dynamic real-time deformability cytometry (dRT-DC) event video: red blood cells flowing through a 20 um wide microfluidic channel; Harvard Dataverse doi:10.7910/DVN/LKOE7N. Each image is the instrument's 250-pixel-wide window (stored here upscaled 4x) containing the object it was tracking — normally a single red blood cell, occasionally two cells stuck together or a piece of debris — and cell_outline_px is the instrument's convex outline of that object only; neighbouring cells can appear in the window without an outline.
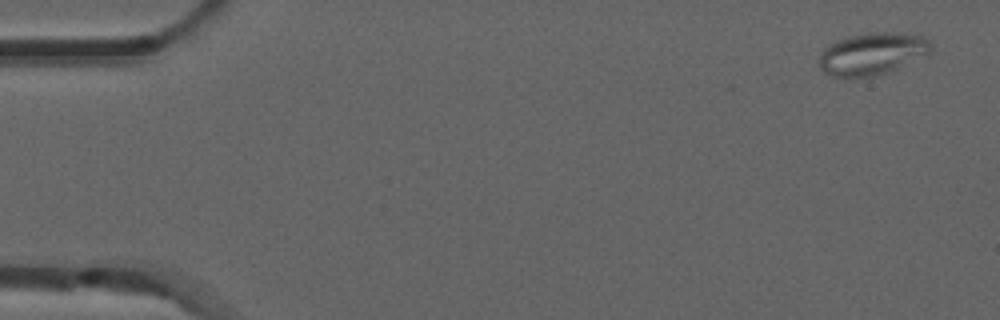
{"species": "common noctule bat (a hibernating species)", "species_latin": "Nyctalus noctula", "temperature_condition": "room temperature", "stored_images_in_passage": 4, "camera_frame_rate_fps": 3000, "um_per_image_px": 0.085, "animal": {"sex": "male", "forearm_length_mm": 52.5}, "frame": {"image": 1, "passage_image": 1, "time_ms": 0.0, "image_size_px": [1000, 320], "cell_outline_px": [[932, 48], [928, 52], [896, 68], [872, 76], [832, 76], [824, 72], [820, 68], [820, 52], [828, 44], [836, 40], [848, 36], [868, 32], [900, 32], [924, 36], [932, 44]], "centroid_in_image_um": [74.09, 4.52], "position_along_channel_um": 10.9, "area_um2": 27.05}}
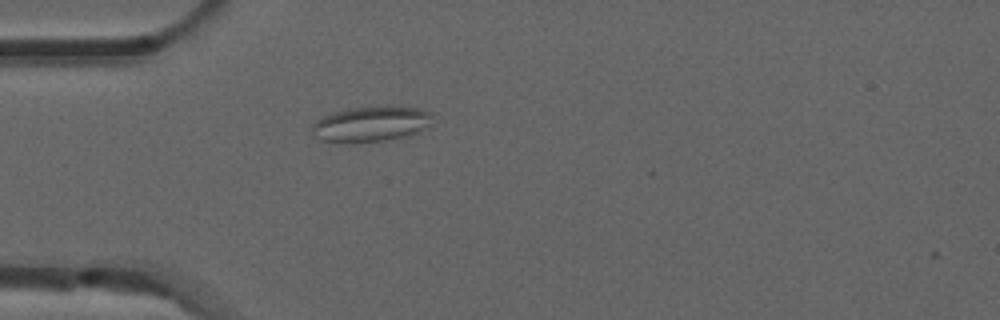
{"frame": {"image": 2, "passage_image": 4, "time_ms": 1.0, "image_size_px": [1000, 320], "cell_outline_px": [[432, 116], [428, 124], [412, 136], [384, 140], [320, 140], [312, 136], [312, 124], [316, 120], [332, 112], [348, 108], [420, 108], [432, 112]], "centroid_in_image_um": [31.52, 10.53], "position_along_channel_um": 53.5, "area_um2": 23.76}}